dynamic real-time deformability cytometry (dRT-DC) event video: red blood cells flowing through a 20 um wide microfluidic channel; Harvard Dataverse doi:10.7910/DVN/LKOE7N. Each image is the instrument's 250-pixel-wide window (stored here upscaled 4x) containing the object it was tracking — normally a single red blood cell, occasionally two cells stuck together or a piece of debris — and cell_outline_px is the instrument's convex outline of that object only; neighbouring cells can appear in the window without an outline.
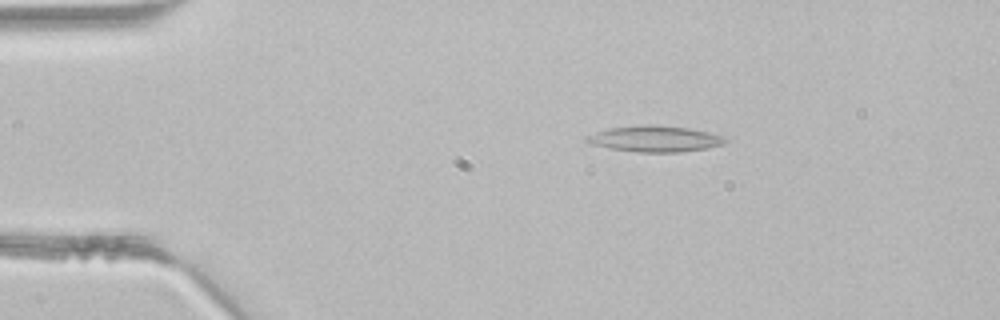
{"species": "common noctule bat (a hibernating species)", "species_latin": "Nyctalus noctula", "temperature_condition": "room temperature", "stored_images_in_passage": 3, "camera_frame_rate_fps": 3000, "um_per_image_px": 0.085, "animal": {"sex": "male", "body_mass_g": 21.5, "forearm_length_mm": 52.0}, "frame": {"image": 1, "passage_image": 2, "time_ms": 0.333, "image_size_px": [1000, 320], "cell_outline_px": [[728, 140], [724, 144], [708, 148], [680, 152], [636, 152], [612, 148], [592, 144], [584, 140], [588, 136], [596, 132], [608, 128], [640, 124], [656, 124], [688, 128], [708, 132], [720, 136]], "centroid_in_image_um": [55.67, 11.79], "position_along_channel_um": 29.3, "area_um2": 20.98}}